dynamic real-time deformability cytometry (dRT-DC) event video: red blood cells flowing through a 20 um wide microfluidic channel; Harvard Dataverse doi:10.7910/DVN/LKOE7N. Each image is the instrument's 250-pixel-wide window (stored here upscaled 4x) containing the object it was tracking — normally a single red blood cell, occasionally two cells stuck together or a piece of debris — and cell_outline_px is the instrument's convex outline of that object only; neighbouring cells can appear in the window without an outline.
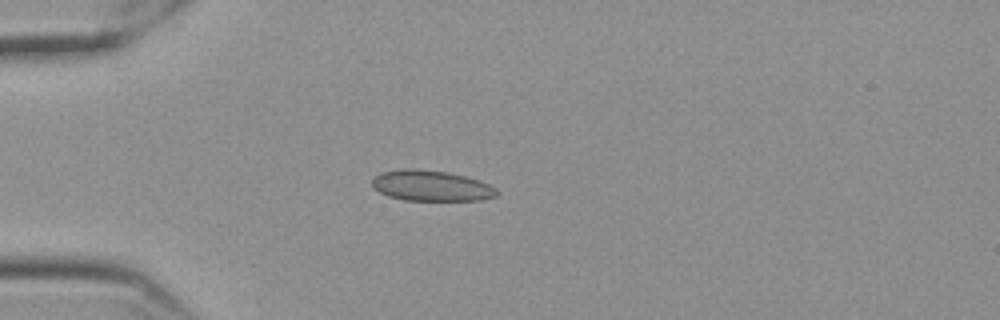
{"species": "Egyptian fruit bat (a non-hibernating species)", "species_latin": "Rousettus aegyptiacus", "temperature_condition": "cold", "stored_images_in_passage": 56, "camera_frame_rate_fps": 3000, "um_per_image_px": 0.085, "frame": {"image": 1, "passage_image": 15, "time_ms": 4.667, "image_size_px": [1000, 320], "cell_outline_px": [[500, 192], [496, 196], [480, 200], [404, 200], [388, 196], [372, 188], [372, 180], [380, 172], [400, 168], [416, 168], [448, 172], [464, 176], [488, 184], [496, 188]], "centroid_in_image_um": [36.61, 15.78], "position_along_channel_um": 48.4, "area_um2": 22.37}}
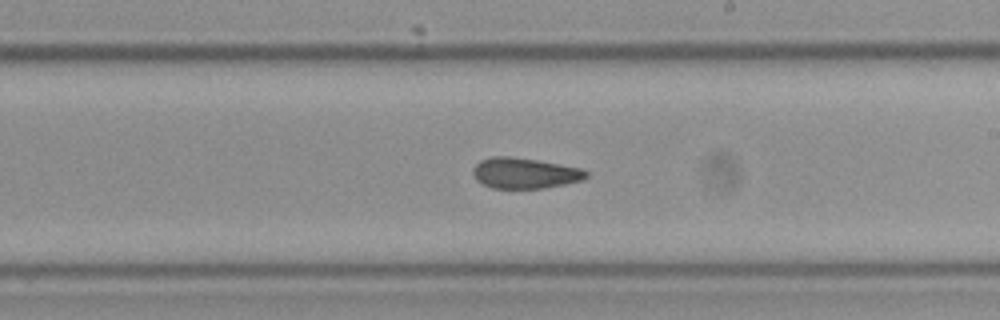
{"frame": {"image": 2, "passage_image": 33, "time_ms": 10.667, "image_size_px": [1000, 320], "cell_outline_px": [[588, 176], [584, 180], [544, 188], [492, 188], [476, 180], [472, 172], [472, 168], [480, 160], [492, 156], [508, 156], [536, 160], [580, 168], [588, 172]], "centroid_in_image_um": [44.58, 14.72], "position_along_channel_um": 244.4, "area_um2": 20.17}}
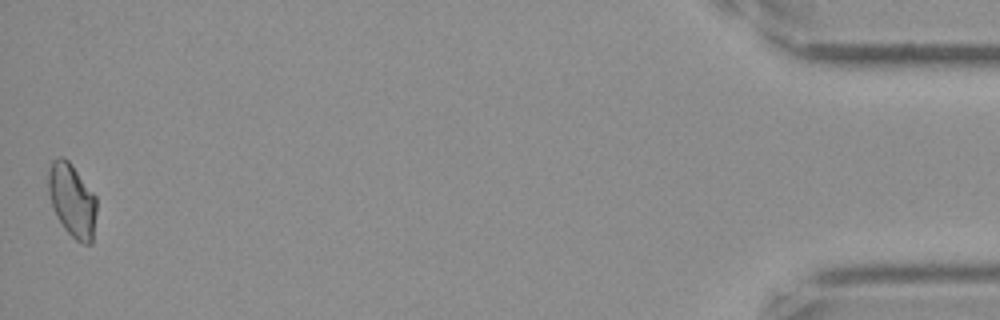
{"frame": {"image": 3, "passage_image": 56, "time_ms": 18.333, "image_size_px": [1000, 320], "cell_outline_px": [[96, 212], [92, 244], [84, 244], [76, 240], [64, 228], [56, 216], [52, 208], [48, 192], [48, 172], [52, 160], [60, 156], [64, 156], [68, 160], [96, 196]], "centroid_in_image_um": [6.12, 17.02], "position_along_channel_um": 429.1, "area_um2": 20.69}, "authors_computed_cell_mechanics": {"area_um2": 20.9236, "velocity_mm_per_s": 3.5527, "shape_relaxation_time_tau1_ms": 10.5663, "shape_relaxation_time_tau2_ms": 2.1504, "deformation_change_tau1": 0.1372, "deformation_change_tau2": 0.0767}}